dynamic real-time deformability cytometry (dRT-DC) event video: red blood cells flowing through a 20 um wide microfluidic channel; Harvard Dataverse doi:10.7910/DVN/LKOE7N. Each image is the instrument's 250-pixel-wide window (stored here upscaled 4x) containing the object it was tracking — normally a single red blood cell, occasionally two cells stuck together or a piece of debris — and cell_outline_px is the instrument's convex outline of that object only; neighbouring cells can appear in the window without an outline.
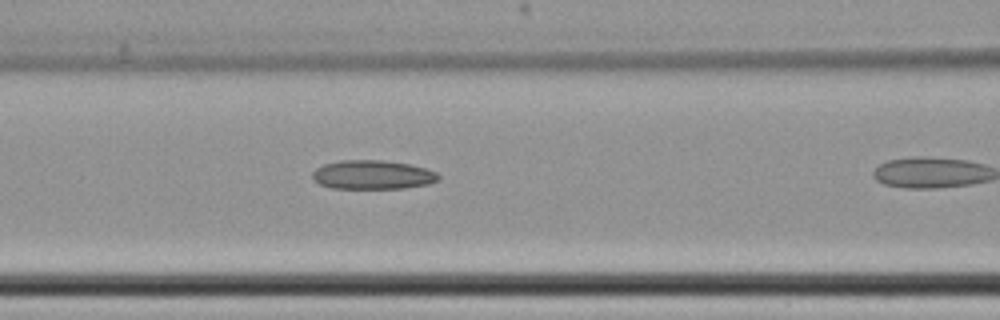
{"species": "common noctule bat (a hibernating species)", "species_latin": "Nyctalus noctula", "temperature_condition": "cold", "stored_images_in_passage": 10, "camera_frame_rate_fps": 3000, "um_per_image_px": 0.085, "animal": {"sex": "female", "body_mass_g": 22.7, "forearm_length_mm": 54.2}, "frame": {"image": 1, "passage_image": 9, "time_ms": 2.667, "image_size_px": [1000, 320], "cell_outline_px": [[440, 180], [428, 184], [404, 188], [332, 188], [320, 184], [312, 180], [312, 172], [316, 168], [324, 164], [340, 160], [384, 160], [408, 164], [424, 168], [436, 172], [440, 176]], "centroid_in_image_um": [31.66, 14.85], "position_along_channel_um": 134.9, "area_um2": 21.33}}